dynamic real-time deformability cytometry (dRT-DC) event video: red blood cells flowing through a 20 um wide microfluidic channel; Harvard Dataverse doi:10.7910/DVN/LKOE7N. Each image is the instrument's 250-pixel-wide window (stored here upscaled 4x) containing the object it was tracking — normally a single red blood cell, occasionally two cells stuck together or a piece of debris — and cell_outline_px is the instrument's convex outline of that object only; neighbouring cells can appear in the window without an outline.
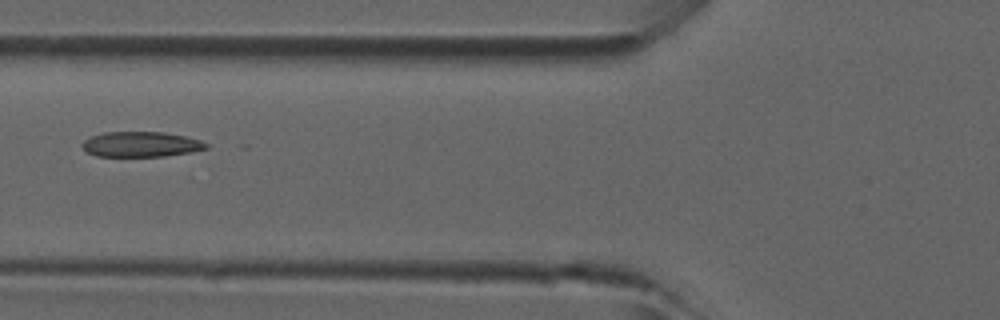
{"species": "common noctule bat (a hibernating species)", "species_latin": "Nyctalus noctula", "temperature_condition": "room temperature", "stored_images_in_passage": 34, "camera_frame_rate_fps": 3000, "um_per_image_px": 0.085, "animal": {"sex": "male", "forearm_length_mm": 52.5}, "frame": {"image": 1, "passage_image": 5, "time_ms": 1.333, "image_size_px": [1000, 320], "cell_outline_px": [[208, 148], [192, 152], [164, 156], [96, 156], [88, 152], [80, 144], [84, 140], [92, 136], [104, 132], [164, 132], [184, 136], [200, 140], [208, 144]], "centroid_in_image_um": [11.99, 12.26], "position_along_channel_um": 113.8, "area_um2": 18.15}}
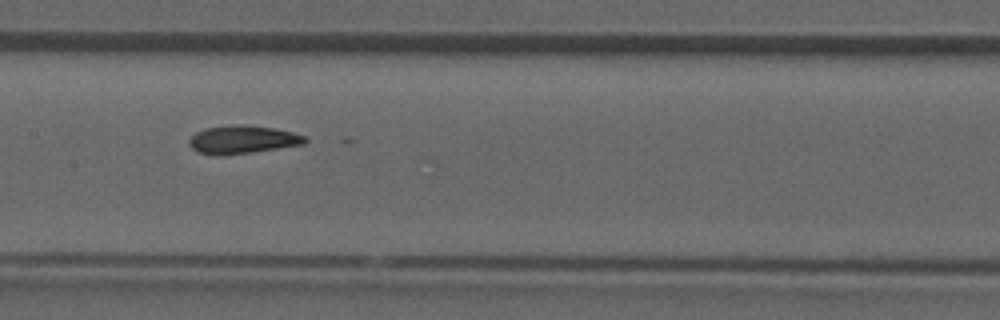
{"frame": {"image": 2, "passage_image": 10, "time_ms": 3.0, "image_size_px": [1000, 320], "cell_outline_px": [[308, 140], [304, 144], [220, 156], [200, 152], [192, 148], [188, 144], [188, 140], [196, 132], [204, 128], [232, 124], [248, 124], [276, 128], [292, 132], [304, 136]], "centroid_in_image_um": [20.59, 11.84], "position_along_channel_um": 186.8, "area_um2": 18.96}}